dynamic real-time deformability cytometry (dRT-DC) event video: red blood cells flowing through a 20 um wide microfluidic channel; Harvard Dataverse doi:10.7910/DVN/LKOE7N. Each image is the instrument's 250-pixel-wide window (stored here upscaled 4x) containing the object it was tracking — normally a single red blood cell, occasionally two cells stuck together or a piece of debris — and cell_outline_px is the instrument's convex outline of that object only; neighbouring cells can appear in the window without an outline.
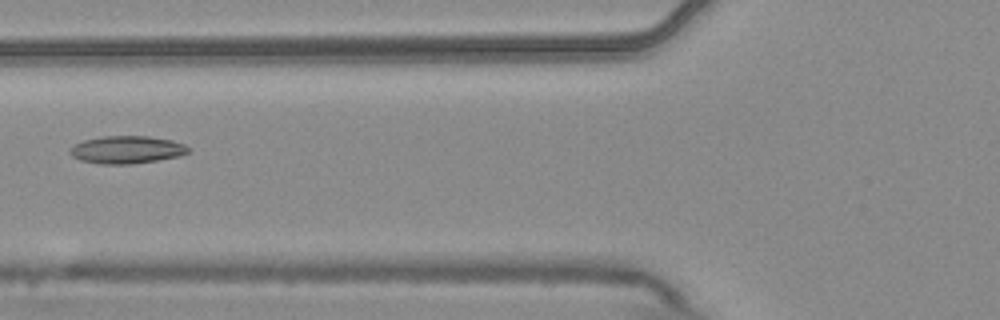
{"species": "common noctule bat (a hibernating species)", "species_latin": "Nyctalus noctula", "temperature_condition": "warm", "stored_images_in_passage": 6, "camera_frame_rate_fps": 3000, "um_per_image_px": 0.085, "animal": {"sex": "male", "body_mass_g": 20.4}, "frame": {"image": 1, "passage_image": 6, "time_ms": 1.667, "image_size_px": [1000, 320], "cell_outline_px": [[192, 148], [188, 152], [180, 156], [132, 164], [100, 164], [80, 160], [72, 156], [68, 152], [76, 144], [84, 140], [100, 136], [148, 136], [172, 140], [184, 144]], "centroid_in_image_um": [10.79, 12.72], "position_along_channel_um": 115.0, "area_um2": 19.07}}